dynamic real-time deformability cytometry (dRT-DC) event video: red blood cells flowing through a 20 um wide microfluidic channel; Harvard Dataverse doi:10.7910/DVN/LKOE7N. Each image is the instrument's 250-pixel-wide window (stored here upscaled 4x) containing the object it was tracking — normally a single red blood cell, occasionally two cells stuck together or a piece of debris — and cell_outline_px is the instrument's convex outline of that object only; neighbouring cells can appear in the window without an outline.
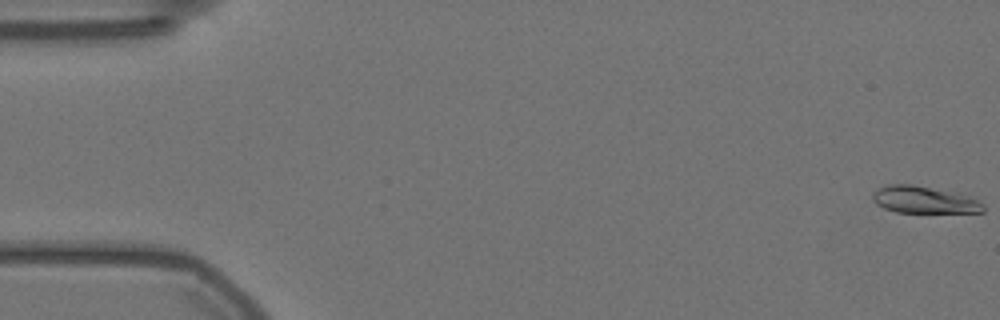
{"species": "Egyptian fruit bat (a non-hibernating species)", "species_latin": "Rousettus aegyptiacus", "temperature_condition": "warm", "stored_images_in_passage": 33, "camera_frame_rate_fps": 3000, "um_per_image_px": 0.085, "animal": {"sex": "female"}, "frame": {"image": 1, "passage_image": 1, "time_ms": 0.0, "image_size_px": [1000, 320], "cell_outline_px": [[984, 212], [896, 212], [884, 208], [876, 204], [872, 200], [872, 192], [876, 188], [888, 184], [912, 184], [956, 192], [968, 196], [984, 204]], "centroid_in_image_um": [78.49, 16.97], "position_along_channel_um": 6.5, "area_um2": 17.51}}
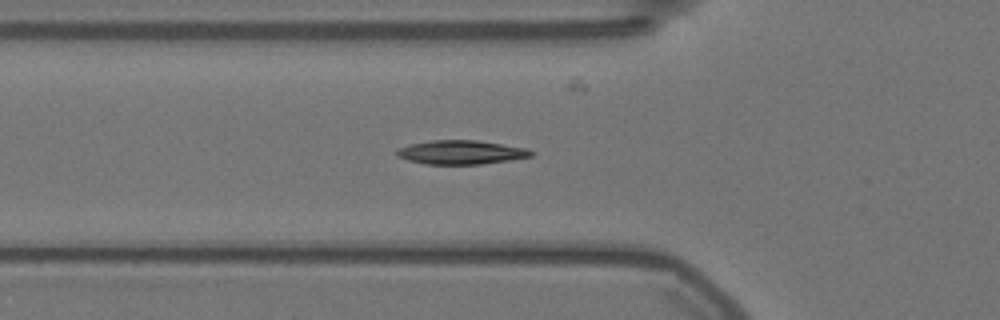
{"frame": {"image": 2, "passage_image": 20, "time_ms": 6.333, "image_size_px": [1000, 320], "cell_outline_px": [[532, 156], [512, 160], [480, 164], [424, 164], [408, 160], [396, 156], [396, 148], [412, 144], [432, 140], [476, 140], [528, 148], [532, 152]], "centroid_in_image_um": [39.18, 12.95], "position_along_channel_um": 86.6, "area_um2": 18.73}}
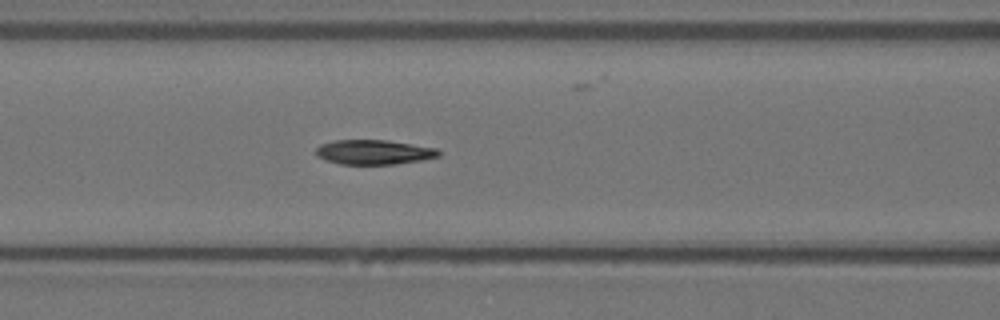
{"frame": {"image": 3, "passage_image": 24, "time_ms": 7.667, "image_size_px": [1000, 320], "cell_outline_px": [[440, 156], [420, 160], [396, 164], [340, 164], [324, 160], [316, 156], [316, 148], [320, 144], [336, 140], [388, 140], [436, 148], [440, 152]], "centroid_in_image_um": [31.75, 12.93], "position_along_channel_um": 134.9, "area_um2": 17.63}}